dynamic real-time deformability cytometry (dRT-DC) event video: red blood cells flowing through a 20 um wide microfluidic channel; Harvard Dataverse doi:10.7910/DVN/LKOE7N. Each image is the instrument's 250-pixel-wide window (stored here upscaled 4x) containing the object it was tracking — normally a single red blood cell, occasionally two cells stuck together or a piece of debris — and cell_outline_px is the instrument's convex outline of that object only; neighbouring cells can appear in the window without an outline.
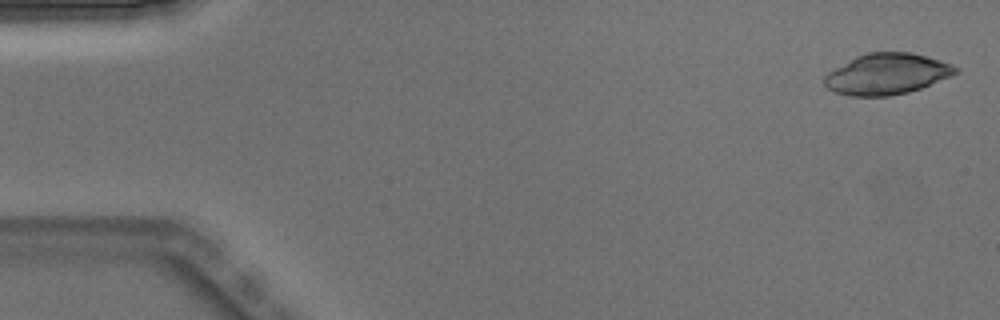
{"species": "Egyptian fruit bat (a non-hibernating species)", "species_latin": "Rousettus aegyptiacus", "temperature_condition": "warm", "stored_images_in_passage": 4, "camera_frame_rate_fps": 3000, "um_per_image_px": 0.085, "animal": {"sex": "male"}, "frame": {"image": 1, "passage_image": 1, "time_ms": 0.0, "image_size_px": [1000, 320], "cell_outline_px": [[960, 72], [952, 76], [920, 88], [908, 92], [888, 96], [848, 96], [836, 92], [828, 88], [824, 84], [824, 76], [828, 72], [856, 56], [868, 52], [912, 52], [940, 60], [952, 64], [960, 68]], "centroid_in_image_um": [75.41, 6.28], "position_along_channel_um": 9.6, "area_um2": 31.39}}
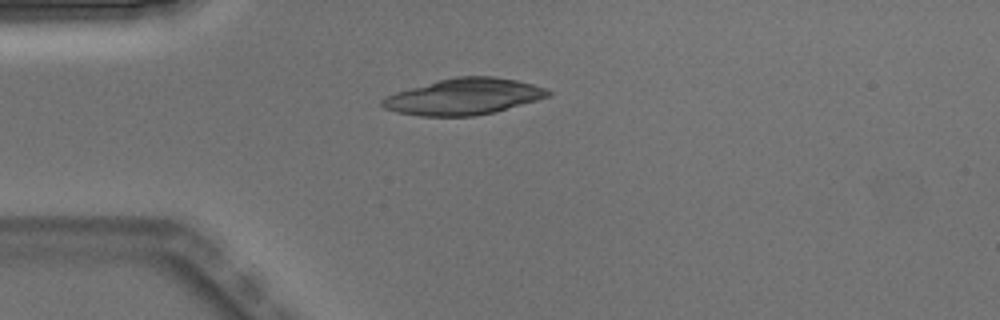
{"frame": {"image": 2, "passage_image": 4, "time_ms": 1.0, "image_size_px": [1000, 320], "cell_outline_px": [[552, 96], [496, 112], [472, 116], [420, 116], [396, 112], [384, 108], [380, 104], [380, 100], [384, 96], [396, 92], [440, 80], [456, 76], [492, 76], [516, 80], [532, 84], [544, 88], [552, 92]], "centroid_in_image_um": [39.43, 8.22], "position_along_channel_um": 45.6, "area_um2": 35.03}}